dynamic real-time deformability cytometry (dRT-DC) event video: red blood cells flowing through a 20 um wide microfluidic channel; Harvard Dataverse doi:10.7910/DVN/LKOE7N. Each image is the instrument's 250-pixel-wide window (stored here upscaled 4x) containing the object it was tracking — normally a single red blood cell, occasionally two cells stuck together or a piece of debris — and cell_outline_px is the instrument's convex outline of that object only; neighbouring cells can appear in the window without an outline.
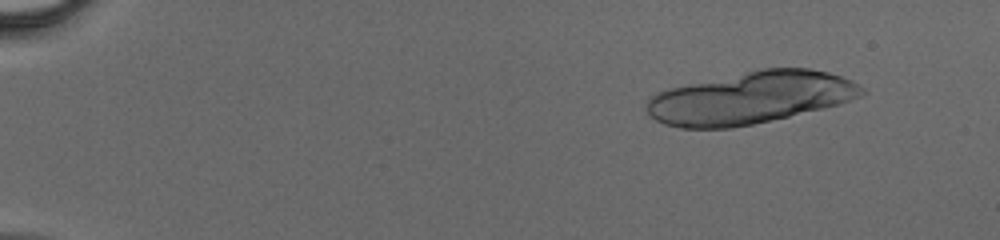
{"species": "human", "species_latin": "Homo sapiens", "temperature_condition": "cold", "stored_images_in_passage": 19, "camera_frame_rate_fps": 3000, "um_per_image_px": 0.085, "donor": {"sex": "male"}, "frame": {"image": 1, "passage_image": 5, "time_ms": 1.333, "image_size_px": [1000, 240], "cell_outline_px": [[868, 92], [860, 96], [836, 104], [788, 116], [752, 124], [732, 128], [680, 128], [664, 124], [648, 116], [644, 108], [648, 100], [656, 92], [668, 88], [764, 68], [808, 68], [828, 72], [852, 80], [864, 88]], "centroid_in_image_um": [63.74, 8.31], "position_along_channel_um": 21.3, "area_um2": 64.85}}